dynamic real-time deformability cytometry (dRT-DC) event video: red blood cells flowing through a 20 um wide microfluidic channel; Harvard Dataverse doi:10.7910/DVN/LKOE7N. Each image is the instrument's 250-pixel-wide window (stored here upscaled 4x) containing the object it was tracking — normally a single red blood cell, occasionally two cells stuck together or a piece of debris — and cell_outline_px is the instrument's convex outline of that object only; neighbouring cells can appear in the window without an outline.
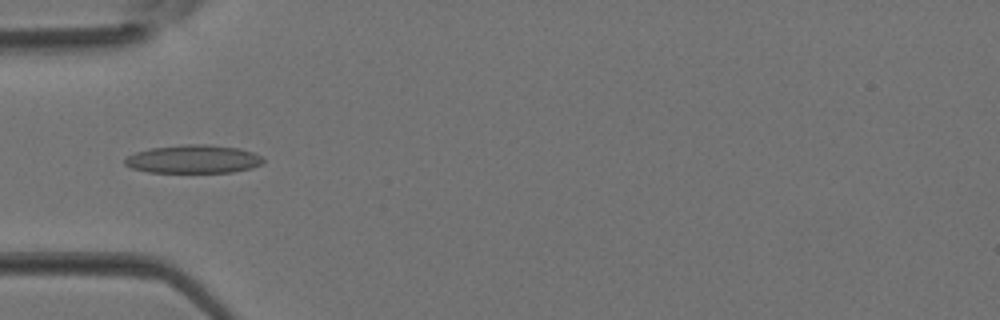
{"species": "Egyptian fruit bat (a non-hibernating species)", "species_latin": "Rousettus aegyptiacus", "temperature_condition": "room temperature", "stored_images_in_passage": 3, "camera_frame_rate_fps": 3000, "um_per_image_px": 0.085, "animal": {"sex": "female"}, "frame": {"image": 1, "passage_image": 3, "time_ms": 0.667, "image_size_px": [1000, 320], "cell_outline_px": [[264, 160], [260, 164], [252, 168], [232, 172], [148, 172], [132, 168], [124, 164], [124, 156], [136, 152], [152, 148], [184, 144], [204, 144], [240, 148], [252, 152], [260, 156]], "centroid_in_image_um": [16.4, 13.52], "position_along_channel_um": 68.6, "area_um2": 22.77}}